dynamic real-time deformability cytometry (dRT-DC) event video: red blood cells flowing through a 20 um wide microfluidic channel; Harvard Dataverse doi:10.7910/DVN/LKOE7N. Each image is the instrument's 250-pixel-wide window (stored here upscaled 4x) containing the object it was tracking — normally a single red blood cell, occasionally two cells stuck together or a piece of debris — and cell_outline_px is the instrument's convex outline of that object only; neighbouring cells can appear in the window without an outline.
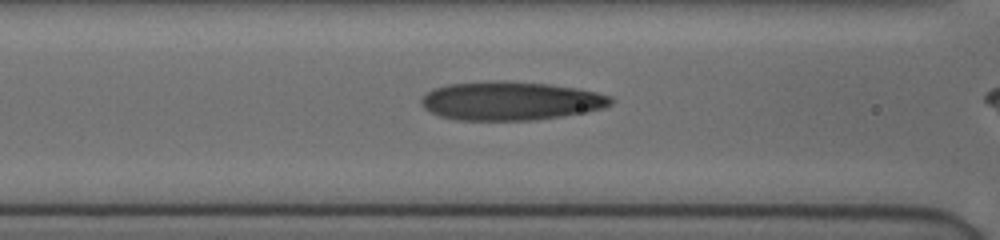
{"species": "human", "species_latin": "Homo sapiens", "temperature_condition": "cold", "stored_images_in_passage": 26, "camera_frame_rate_fps": 3000, "um_per_image_px": 0.085, "donor": {"sex": "female"}, "frame": {"image": 1, "passage_image": 5, "time_ms": 1.333, "image_size_px": [1000, 240], "cell_outline_px": [[612, 104], [604, 108], [564, 116], [532, 120], [456, 120], [440, 116], [424, 108], [420, 104], [420, 100], [432, 88], [448, 84], [488, 80], [508, 80], [548, 84], [580, 88], [612, 96]], "centroid_in_image_um": [43.4, 8.56], "position_along_channel_um": 123.2, "area_um2": 43.12}}
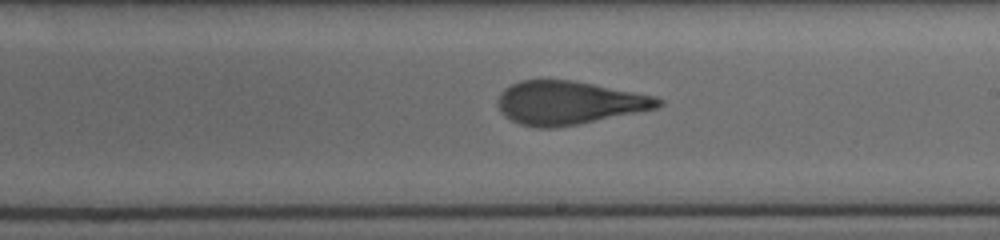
{"frame": {"image": 2, "passage_image": 14, "time_ms": 4.333, "image_size_px": [1000, 240], "cell_outline_px": [[664, 104], [656, 108], [576, 124], [552, 128], [536, 128], [520, 124], [504, 116], [496, 104], [496, 100], [500, 92], [504, 88], [520, 80], [572, 80], [656, 96], [664, 100]], "centroid_in_image_um": [48.31, 8.73], "position_along_channel_um": 240.7, "area_um2": 40.4}}
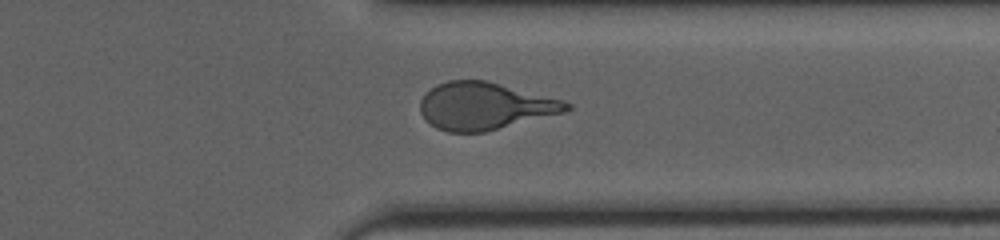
{"frame": {"image": 3, "passage_image": 24, "time_ms": 7.667, "image_size_px": [1000, 240], "cell_outline_px": [[572, 108], [564, 112], [484, 132], [448, 132], [436, 128], [420, 112], [420, 100], [424, 92], [436, 84], [448, 80], [488, 80], [564, 100], [572, 104]], "centroid_in_image_um": [41.19, 8.99], "position_along_channel_um": 370.2, "area_um2": 40.4}}